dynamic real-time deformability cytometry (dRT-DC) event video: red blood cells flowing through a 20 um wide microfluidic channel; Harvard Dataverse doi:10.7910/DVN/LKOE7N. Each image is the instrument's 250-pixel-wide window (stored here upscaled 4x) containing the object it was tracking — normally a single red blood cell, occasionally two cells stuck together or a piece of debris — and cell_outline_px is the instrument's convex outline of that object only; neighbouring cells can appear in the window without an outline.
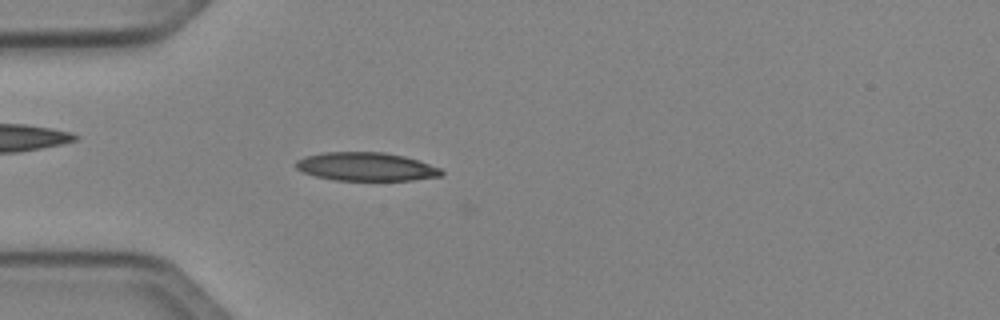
{"species": "Egyptian fruit bat (a non-hibernating species)", "species_latin": "Rousettus aegyptiacus", "temperature_condition": "cold", "stored_images_in_passage": 41, "camera_frame_rate_fps": 3000, "um_per_image_px": 0.085, "animal": {"sex": "female"}, "frame": {"image": 1, "passage_image": 16, "time_ms": 5.0, "image_size_px": [1000, 320], "cell_outline_px": [[444, 172], [440, 176], [412, 180], [336, 180], [316, 176], [304, 172], [296, 168], [296, 160], [304, 156], [324, 152], [384, 152], [404, 156], [440, 168]], "centroid_in_image_um": [31.1, 14.16], "position_along_channel_um": 53.9, "area_um2": 23.93}}
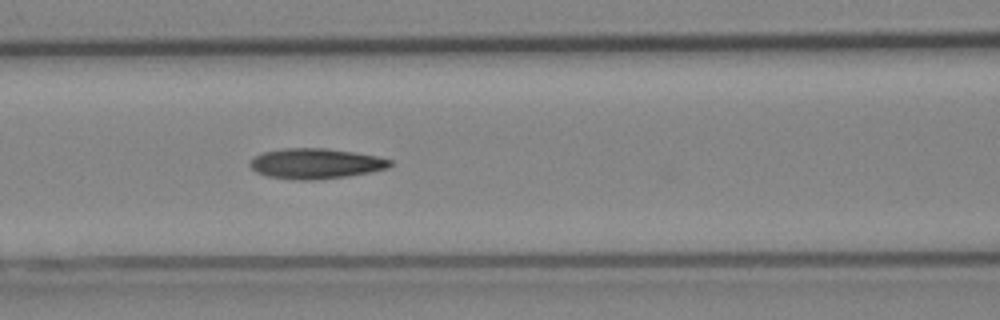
{"frame": {"image": 2, "passage_image": 23, "time_ms": 7.333, "image_size_px": [1000, 320], "cell_outline_px": [[392, 164], [388, 168], [348, 176], [312, 180], [300, 180], [268, 176], [256, 172], [248, 164], [256, 156], [264, 152], [284, 148], [324, 148], [352, 152], [376, 156], [392, 160]], "centroid_in_image_um": [26.83, 13.9], "position_along_channel_um": 139.8, "area_um2": 24.45}}
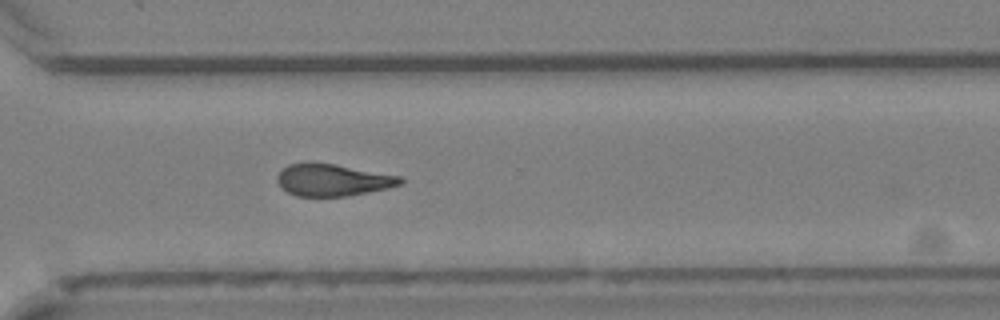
{"frame": {"image": 3, "passage_image": 38, "time_ms": 12.333, "image_size_px": [1000, 320], "cell_outline_px": [[404, 180], [400, 184], [388, 188], [344, 196], [296, 196], [280, 188], [276, 180], [276, 176], [288, 164], [332, 164], [400, 176]], "centroid_in_image_um": [28.25, 15.32], "position_along_channel_um": 342.4, "area_um2": 22.37}, "authors_computed_cell_mechanics": {"area_um2": 23.409, "velocity_mm_per_s": 4.0548, "shape_relaxation_time_tau1_ms": 6.6526, "shape_relaxation_time_tau2_ms": 5.7895, "deformation_change_tau1": 0.1586, "deformation_change_tau2": 0.1437}}